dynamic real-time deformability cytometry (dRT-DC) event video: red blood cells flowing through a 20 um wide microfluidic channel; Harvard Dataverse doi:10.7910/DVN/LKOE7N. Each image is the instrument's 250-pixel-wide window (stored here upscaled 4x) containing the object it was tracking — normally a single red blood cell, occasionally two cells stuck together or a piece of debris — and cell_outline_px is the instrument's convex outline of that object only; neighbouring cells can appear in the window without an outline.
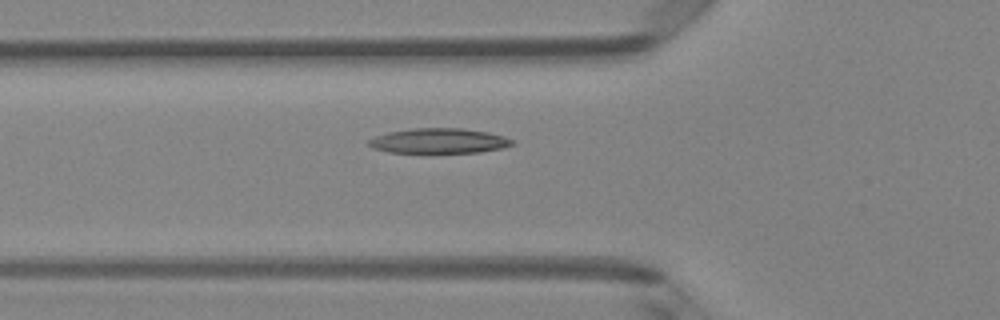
{"species": "Egyptian fruit bat (a non-hibernating species)", "species_latin": "Rousettus aegyptiacus", "temperature_condition": "room temperature", "stored_images_in_passage": 6, "camera_frame_rate_fps": 3000, "um_per_image_px": 0.085, "animal": {"sex": "female"}, "frame": {"image": 1, "passage_image": 6, "time_ms": 1.667, "image_size_px": [1000, 320], "cell_outline_px": [[516, 144], [500, 148], [480, 152], [388, 152], [372, 148], [368, 144], [368, 140], [376, 136], [388, 132], [412, 128], [460, 128], [488, 132], [504, 136], [516, 140]], "centroid_in_image_um": [37.33, 11.96], "position_along_channel_um": 88.5, "area_um2": 20.87}}